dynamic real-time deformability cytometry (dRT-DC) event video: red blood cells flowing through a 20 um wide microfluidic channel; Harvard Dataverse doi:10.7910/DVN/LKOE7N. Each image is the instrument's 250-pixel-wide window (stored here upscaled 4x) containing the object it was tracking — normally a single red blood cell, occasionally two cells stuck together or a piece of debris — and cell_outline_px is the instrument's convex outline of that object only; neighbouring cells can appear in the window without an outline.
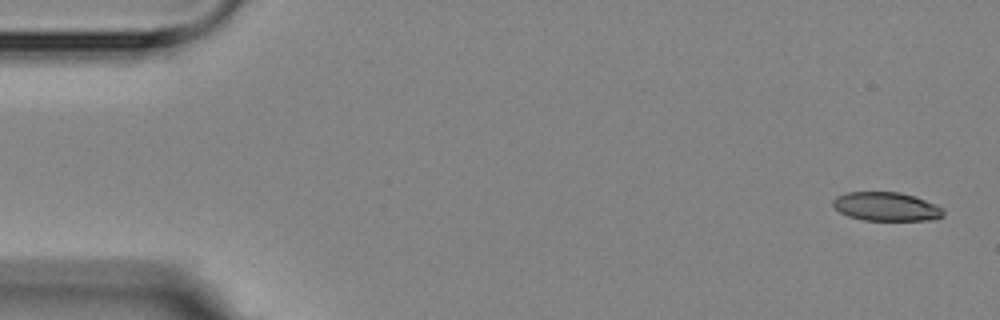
{"species": "Egyptian fruit bat (a non-hibernating species)", "species_latin": "Rousettus aegyptiacus", "temperature_condition": "room temperature", "stored_images_in_passage": 4, "camera_frame_rate_fps": 3000, "um_per_image_px": 0.085, "animal": {"sex": "female"}, "frame": {"image": 1, "passage_image": 1, "time_ms": 0.0, "image_size_px": [1000, 320], "cell_outline_px": [[944, 216], [928, 220], [864, 220], [848, 216], [840, 212], [832, 204], [832, 200], [836, 196], [848, 192], [900, 192], [916, 196], [936, 204], [944, 208]], "centroid_in_image_um": [75.35, 17.55], "position_along_channel_um": 9.6, "area_um2": 18.61}}
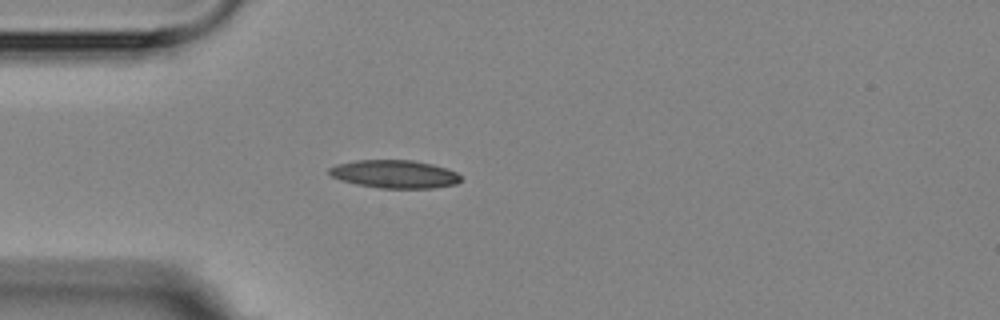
{"frame": {"image": 2, "passage_image": 4, "time_ms": 4.333, "image_size_px": [1000, 320], "cell_outline_px": [[460, 180], [456, 184], [432, 188], [380, 188], [356, 184], [340, 180], [332, 176], [328, 172], [328, 168], [336, 164], [356, 160], [412, 160], [432, 164], [448, 168], [456, 172], [460, 176]], "centroid_in_image_um": [33.52, 14.79], "position_along_channel_um": 51.5, "area_um2": 21.56}}